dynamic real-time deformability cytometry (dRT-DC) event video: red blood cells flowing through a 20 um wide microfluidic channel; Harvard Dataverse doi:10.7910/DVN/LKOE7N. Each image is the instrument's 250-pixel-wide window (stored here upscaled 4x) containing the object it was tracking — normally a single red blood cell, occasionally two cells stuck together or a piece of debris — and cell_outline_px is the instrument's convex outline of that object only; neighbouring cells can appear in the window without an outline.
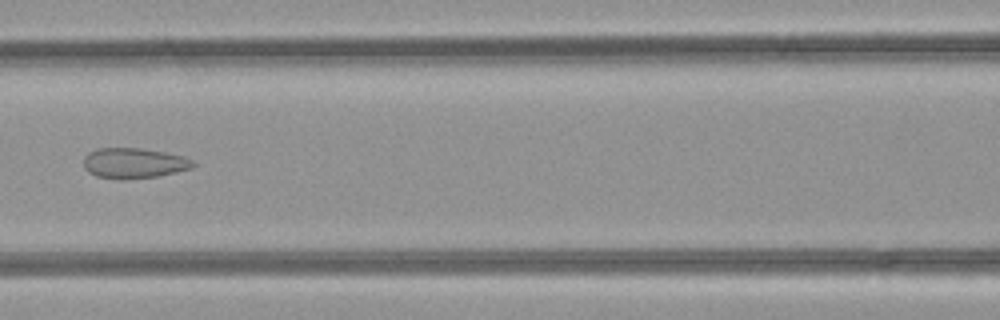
{"species": "common noctule bat (a hibernating species)", "species_latin": "Nyctalus noctula", "temperature_condition": "room temperature", "stored_images_in_passage": 49, "camera_frame_rate_fps": 3000, "um_per_image_px": 0.085, "animal": {"sex": "female", "body_mass_g": 21.9}, "frame": {"image": 1, "passage_image": 22, "time_ms": 7.0, "image_size_px": [1000, 320], "cell_outline_px": [[196, 164], [192, 168], [176, 172], [156, 176], [124, 180], [120, 180], [96, 176], [88, 172], [84, 168], [84, 156], [88, 152], [96, 148], [140, 148], [164, 152], [184, 156], [192, 160]], "centroid_in_image_um": [11.36, 13.87], "position_along_channel_um": 155.2, "area_um2": 19.54}}
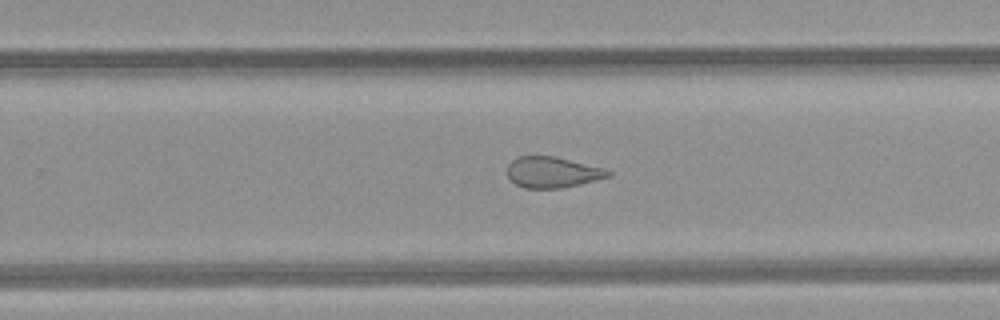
{"frame": {"image": 2, "passage_image": 31, "time_ms": 10.0, "image_size_px": [1000, 320], "cell_outline_px": [[612, 176], [580, 184], [560, 188], [524, 188], [508, 180], [508, 164], [512, 160], [520, 156], [556, 156], [604, 168], [612, 172]], "centroid_in_image_um": [46.96, 14.64], "position_along_channel_um": 282.8, "area_um2": 18.26}}
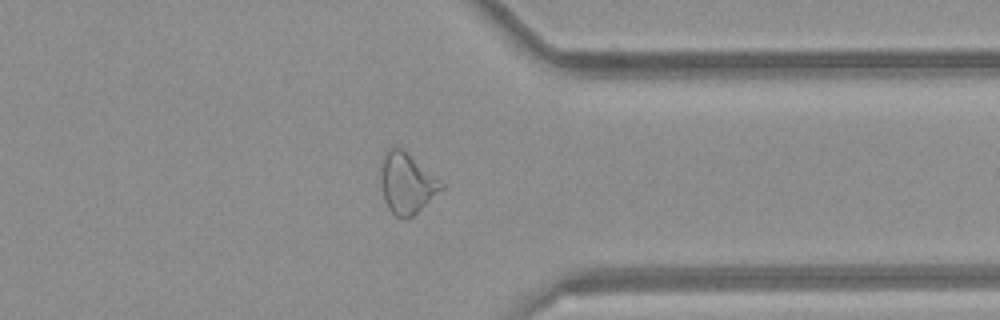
{"frame": {"image": 3, "passage_image": 38, "time_ms": 12.333, "image_size_px": [1000, 320], "cell_outline_px": [[444, 188], [408, 220], [404, 220], [396, 216], [388, 208], [384, 200], [380, 180], [380, 160], [384, 152], [388, 148], [400, 148], [444, 184]], "centroid_in_image_um": [34.52, 15.61], "position_along_channel_um": 376.9, "area_um2": 21.21}, "authors_computed_cell_mechanics": {"area_um2": 24.1026, "velocity_mm_per_s": 4.2664, "shape_relaxation_time_tau1_ms": null, "shape_relaxation_time_tau2_ms": 1.4262, "deformation_change_tau1": null, "deformation_change_tau2": 0.0809}}